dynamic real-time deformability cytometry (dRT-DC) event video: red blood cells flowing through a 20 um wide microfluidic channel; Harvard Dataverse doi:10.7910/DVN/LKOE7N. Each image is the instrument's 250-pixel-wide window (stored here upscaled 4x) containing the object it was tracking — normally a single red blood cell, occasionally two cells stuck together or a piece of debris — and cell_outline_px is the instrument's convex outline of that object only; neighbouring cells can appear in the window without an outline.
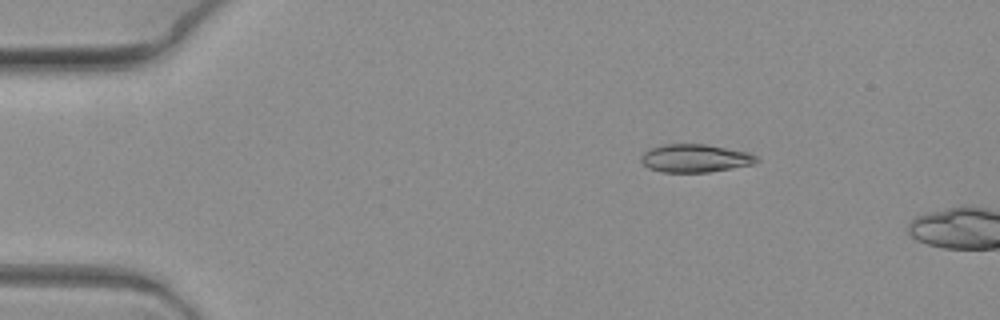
{"species": "common noctule bat (a hibernating species)", "species_latin": "Nyctalus noctula", "temperature_condition": "warm", "stored_images_in_passage": 4, "camera_frame_rate_fps": 3000, "um_per_image_px": 0.085, "animal": {"sex": "female", "body_mass_g": 19.3, "forearm_length_mm": 54.1}, "frame": {"image": 1, "passage_image": 2, "time_ms": 0.333, "image_size_px": [1000, 320], "cell_outline_px": [[760, 160], [752, 164], [708, 172], [664, 172], [648, 168], [640, 160], [640, 156], [644, 152], [652, 148], [664, 144], [704, 144], [748, 152], [756, 156]], "centroid_in_image_um": [59.06, 13.45], "position_along_channel_um": 25.9, "area_um2": 18.67}}